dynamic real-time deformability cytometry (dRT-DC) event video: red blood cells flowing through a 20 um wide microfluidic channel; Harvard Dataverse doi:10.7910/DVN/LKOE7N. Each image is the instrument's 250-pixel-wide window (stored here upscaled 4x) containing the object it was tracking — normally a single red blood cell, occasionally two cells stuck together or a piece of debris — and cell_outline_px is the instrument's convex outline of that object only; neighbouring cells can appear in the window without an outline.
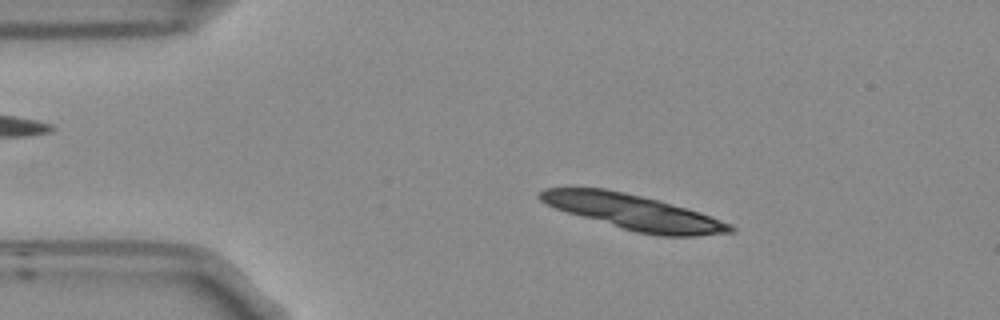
{"species": "Egyptian fruit bat (a non-hibernating species)", "species_latin": "Rousettus aegyptiacus", "temperature_condition": "room temperature", "stored_images_in_passage": 32, "camera_frame_rate_fps": 3000, "um_per_image_px": 0.085, "frame": {"image": 1, "passage_image": 8, "time_ms": 2.333, "image_size_px": [1000, 320], "cell_outline_px": [[736, 232], [696, 236], [660, 236], [636, 232], [568, 212], [556, 208], [540, 200], [536, 196], [544, 188], [604, 188], [624, 192], [656, 200], [700, 212], [732, 224], [736, 228]], "centroid_in_image_um": [53.9, 18.04], "position_along_channel_um": 31.1, "area_um2": 38.38}}
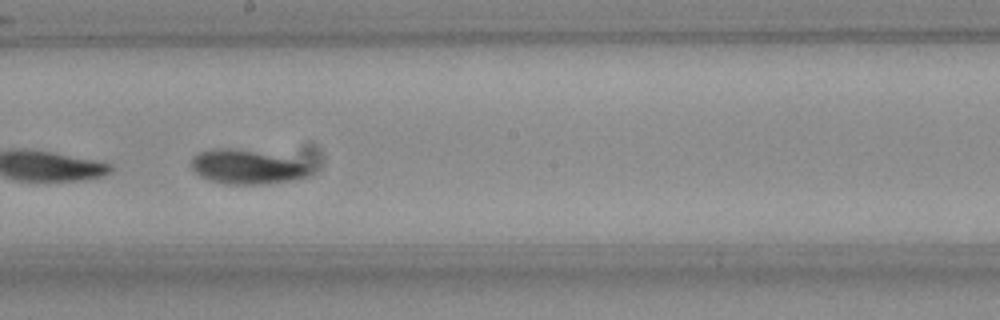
{"frame": {"image": 2, "passage_image": 28, "time_ms": 9.0, "image_size_px": [1000, 320], "cell_outline_px": [[312, 168], [304, 176], [296, 180], [272, 184], [228, 184], [208, 180], [200, 176], [192, 168], [192, 156], [200, 152], [212, 148], [228, 148], [252, 152], [292, 160], [304, 164]], "centroid_in_image_um": [20.91, 14.22], "position_along_channel_um": 227.3, "area_um2": 23.06}}